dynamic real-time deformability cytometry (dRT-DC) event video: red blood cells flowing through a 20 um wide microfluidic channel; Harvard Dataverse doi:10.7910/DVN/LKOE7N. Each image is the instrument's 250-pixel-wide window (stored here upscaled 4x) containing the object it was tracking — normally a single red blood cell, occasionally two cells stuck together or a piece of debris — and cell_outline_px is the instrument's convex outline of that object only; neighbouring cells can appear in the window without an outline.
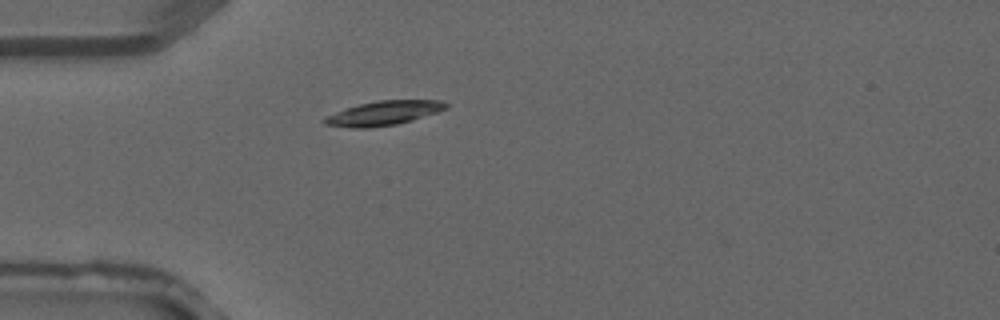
{"species": "common noctule bat (a hibernating species)", "species_latin": "Nyctalus noctula", "temperature_condition": "warm", "stored_images_in_passage": 3, "camera_frame_rate_fps": 3000, "um_per_image_px": 0.085, "animal": {"sex": "male", "forearm_length_mm": 52.5}, "frame": {"image": 1, "passage_image": 3, "time_ms": 0.667, "image_size_px": [1000, 320], "cell_outline_px": [[448, 108], [412, 120], [396, 124], [368, 128], [352, 128], [324, 124], [324, 120], [328, 116], [336, 112], [360, 104], [376, 100], [444, 100], [448, 104]], "centroid_in_image_um": [32.66, 9.61], "position_along_channel_um": 52.3, "area_um2": 16.94}}